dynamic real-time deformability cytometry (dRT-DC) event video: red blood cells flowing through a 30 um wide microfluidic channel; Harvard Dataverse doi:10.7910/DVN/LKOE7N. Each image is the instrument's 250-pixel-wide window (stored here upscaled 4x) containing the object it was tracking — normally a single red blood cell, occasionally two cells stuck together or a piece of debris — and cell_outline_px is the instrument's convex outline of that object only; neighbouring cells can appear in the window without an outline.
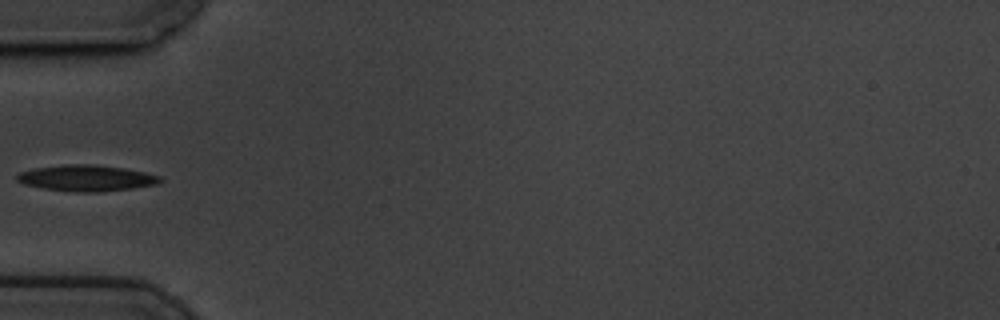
{"species": "common noctule bat (a hibernating species)", "species_latin": "Nyctalus noctula", "temperature_condition": "cold", "stored_images_in_passage": 3, "camera_frame_rate_fps": 3000, "um_per_image_px": 0.085, "animal": {"sex": "male", "body_mass_g": 19.5, "forearm_length_mm": 54.6}, "frame": {"image": 1, "passage_image": 2, "time_ms": 0.333, "image_size_px": [1000, 320], "cell_outline_px": [[164, 180], [156, 184], [132, 188], [100, 192], [76, 192], [44, 188], [24, 184], [16, 180], [16, 176], [20, 172], [36, 168], [64, 164], [92, 164], [124, 168], [144, 172], [160, 176]], "centroid_in_image_um": [7.36, 15.13], "position_along_channel_um": 77.6, "area_um2": 21.68}}
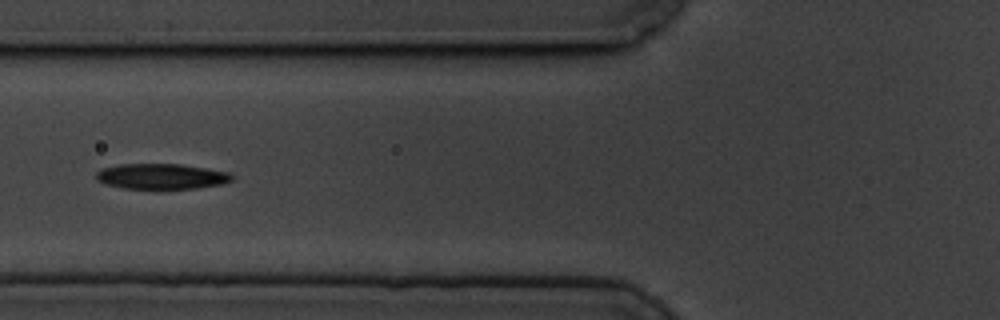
{"frame": {"image": 2, "passage_image": 3, "time_ms": 0.667, "image_size_px": [1000, 320], "cell_outline_px": [[232, 180], [220, 184], [196, 188], [124, 188], [104, 184], [96, 180], [96, 172], [100, 168], [120, 164], [180, 164], [228, 172], [232, 176]], "centroid_in_image_um": [13.65, 14.98], "position_along_channel_um": 112.2, "area_um2": 19.94}}